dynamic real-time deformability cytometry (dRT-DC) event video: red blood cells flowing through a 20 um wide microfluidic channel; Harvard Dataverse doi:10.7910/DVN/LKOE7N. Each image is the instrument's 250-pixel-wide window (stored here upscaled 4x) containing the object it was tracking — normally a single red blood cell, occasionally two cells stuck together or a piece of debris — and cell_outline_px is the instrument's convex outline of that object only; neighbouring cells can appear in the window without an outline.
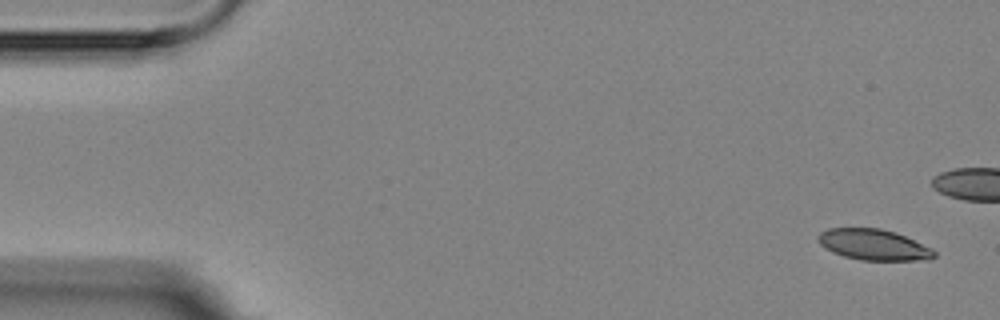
{"species": "Egyptian fruit bat (a non-hibernating species)", "species_latin": "Rousettus aegyptiacus", "temperature_condition": "room temperature", "stored_images_in_passage": 4, "camera_frame_rate_fps": 3000, "um_per_image_px": 0.085, "animal": {"sex": "female"}, "frame": {"image": 1, "passage_image": 1, "time_ms": 0.0, "image_size_px": [1000, 320], "cell_outline_px": [[936, 256], [928, 260], [860, 260], [844, 256], [832, 252], [820, 244], [816, 236], [820, 232], [828, 228], [880, 228], [896, 232], [932, 248], [936, 252]], "centroid_in_image_um": [74.26, 20.79], "position_along_channel_um": 10.7, "area_um2": 20.98}}